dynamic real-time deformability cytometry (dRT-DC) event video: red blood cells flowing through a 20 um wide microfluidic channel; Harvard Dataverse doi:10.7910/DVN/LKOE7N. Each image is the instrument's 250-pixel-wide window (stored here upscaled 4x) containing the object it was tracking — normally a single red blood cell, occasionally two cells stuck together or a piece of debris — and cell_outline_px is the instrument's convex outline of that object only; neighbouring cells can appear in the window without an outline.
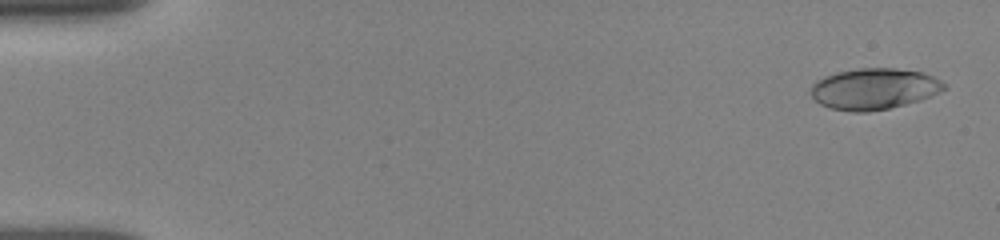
{"species": "human", "species_latin": "Homo sapiens", "temperature_condition": "room temperature", "stored_images_in_passage": 19, "camera_frame_rate_fps": 3000, "um_per_image_px": 0.085, "donor": {"sex": "female"}, "frame": {"image": 1, "passage_image": 2, "time_ms": 0.333, "image_size_px": [1000, 240], "cell_outline_px": [[948, 88], [928, 96], [904, 104], [888, 108], [868, 112], [852, 112], [832, 108], [820, 104], [812, 96], [812, 84], [816, 80], [824, 76], [836, 72], [860, 68], [896, 68], [920, 72], [932, 76], [948, 84]], "centroid_in_image_um": [74.28, 7.54], "position_along_channel_um": 10.7, "area_um2": 31.67}}
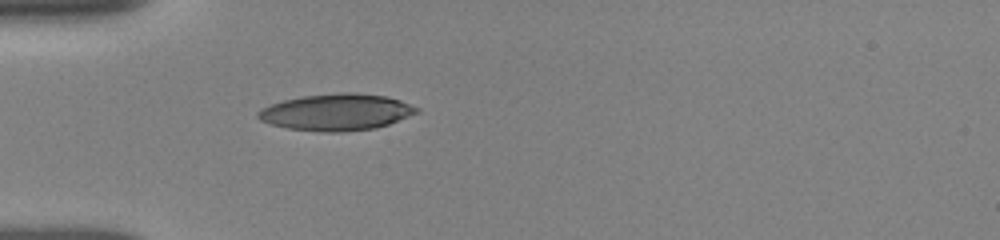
{"frame": {"image": 2, "passage_image": 13, "time_ms": 5.0, "image_size_px": [1000, 240], "cell_outline_px": [[420, 112], [388, 124], [376, 128], [344, 132], [320, 132], [288, 128], [272, 124], [260, 120], [256, 116], [256, 112], [260, 108], [284, 100], [304, 96], [340, 92], [356, 92], [384, 96], [400, 100], [420, 108]], "centroid_in_image_um": [28.6, 9.53], "position_along_channel_um": 56.4, "area_um2": 33.93}}
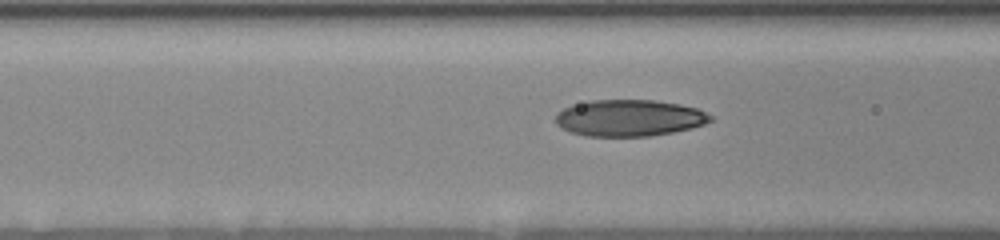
{"frame": {"image": 3, "passage_image": 17, "time_ms": 6.667, "image_size_px": [1000, 240], "cell_outline_px": [[712, 120], [704, 124], [692, 128], [672, 132], [648, 136], [584, 136], [568, 132], [560, 128], [556, 124], [556, 112], [572, 104], [588, 100], [656, 100], [680, 104], [696, 108], [712, 116]], "centroid_in_image_um": [53.43, 10.02], "position_along_channel_um": 113.2, "area_um2": 33.23}}